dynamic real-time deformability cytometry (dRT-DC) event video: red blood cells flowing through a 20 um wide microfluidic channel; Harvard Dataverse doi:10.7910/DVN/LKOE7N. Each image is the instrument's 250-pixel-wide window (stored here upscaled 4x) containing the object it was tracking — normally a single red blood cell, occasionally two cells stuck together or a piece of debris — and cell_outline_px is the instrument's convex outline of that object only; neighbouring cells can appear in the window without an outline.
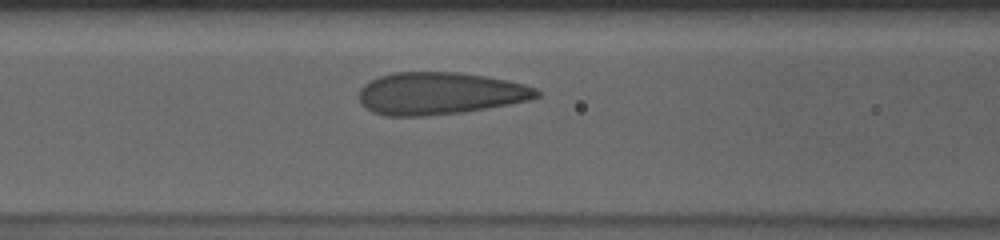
{"species": "human", "species_latin": "Homo sapiens", "temperature_condition": "cold", "stored_images_in_passage": 40, "camera_frame_rate_fps": 3000, "um_per_image_px": 0.085, "donor": {"sex": "male"}, "frame": {"image": 1, "passage_image": 17, "time_ms": 5.333, "image_size_px": [1000, 240], "cell_outline_px": [[540, 96], [532, 100], [488, 108], [464, 112], [420, 116], [384, 116], [372, 112], [364, 108], [360, 104], [360, 88], [364, 84], [380, 76], [392, 72], [460, 72], [508, 80], [524, 84], [536, 88], [540, 92]], "centroid_in_image_um": [37.39, 7.94], "position_along_channel_um": 129.2, "area_um2": 44.1}}
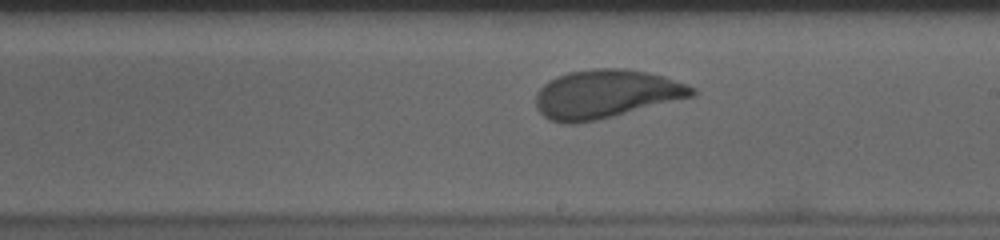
{"frame": {"image": 2, "passage_image": 26, "time_ms": 8.333, "image_size_px": [1000, 240], "cell_outline_px": [[696, 92], [692, 96], [596, 120], [576, 124], [564, 124], [548, 120], [536, 108], [536, 92], [548, 80], [556, 76], [568, 72], [592, 68], [624, 68], [648, 72], [664, 76], [688, 84], [696, 88]], "centroid_in_image_um": [51.45, 7.98], "position_along_channel_um": 237.5, "area_um2": 44.22}}
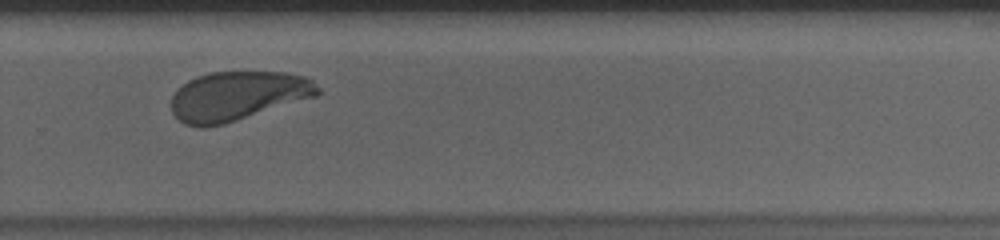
{"frame": {"image": 3, "passage_image": 32, "time_ms": 10.333, "image_size_px": [1000, 240], "cell_outline_px": [[320, 92], [316, 96], [224, 124], [204, 128], [200, 128], [184, 124], [172, 112], [172, 96], [176, 88], [188, 80], [196, 76], [212, 72], [288, 72], [304, 76], [312, 80], [320, 88]], "centroid_in_image_um": [20.18, 8.15], "position_along_channel_um": 309.6, "area_um2": 42.08}, "authors_computed_cell_mechanics": {"area_um2": 43.2055, "velocity_mm_per_s": 3.6225, "shape_relaxation_time_tau1_ms": 4.1875, "shape_relaxation_time_tau2_ms": null, "deformation_change_tau1": 0.1593, "deformation_change_tau2": null}}